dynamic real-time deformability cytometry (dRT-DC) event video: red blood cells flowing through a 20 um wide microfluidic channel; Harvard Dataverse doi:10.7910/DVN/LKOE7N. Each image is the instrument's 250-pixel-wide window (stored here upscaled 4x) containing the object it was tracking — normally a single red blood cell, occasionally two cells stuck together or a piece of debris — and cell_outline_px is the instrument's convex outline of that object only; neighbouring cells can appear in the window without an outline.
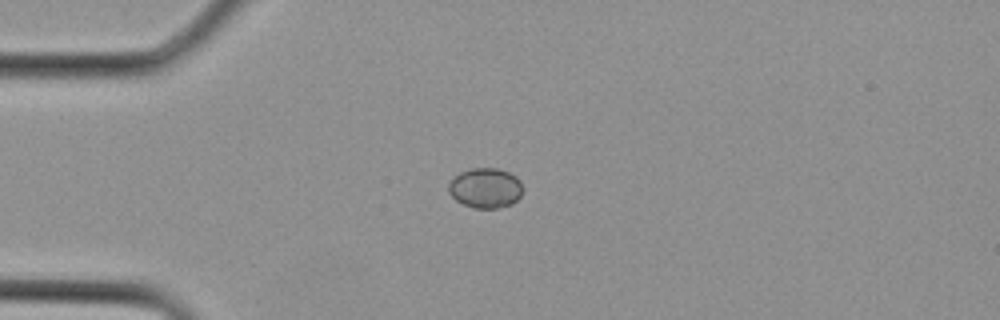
{"species": "Egyptian fruit bat (a non-hibernating species)", "species_latin": "Rousettus aegyptiacus", "temperature_condition": "cold", "stored_images_in_passage": 2, "camera_frame_rate_fps": 3000, "um_per_image_px": 0.085, "animal": {"sex": "female"}, "frame": {"image": 1, "passage_image": 2, "time_ms": 0.333, "image_size_px": [1000, 320], "cell_outline_px": [[524, 192], [512, 204], [496, 208], [472, 208], [456, 200], [448, 192], [448, 184], [452, 176], [460, 172], [472, 168], [496, 168], [508, 172], [516, 176], [520, 180], [524, 188]], "centroid_in_image_um": [41.26, 15.97], "position_along_channel_um": 43.7, "area_um2": 17.57}}